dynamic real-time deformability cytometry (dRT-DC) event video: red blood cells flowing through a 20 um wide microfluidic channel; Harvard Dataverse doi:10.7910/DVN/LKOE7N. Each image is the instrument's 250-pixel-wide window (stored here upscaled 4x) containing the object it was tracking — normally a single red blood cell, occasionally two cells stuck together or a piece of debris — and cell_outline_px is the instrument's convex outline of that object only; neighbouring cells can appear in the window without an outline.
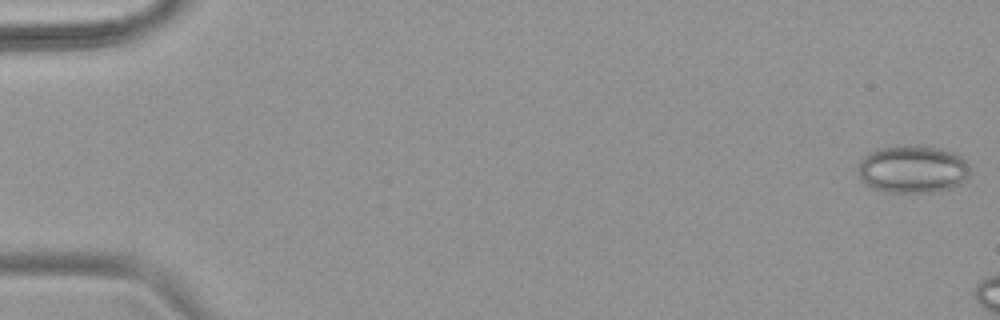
{"species": "common noctule bat (a hibernating species)", "species_latin": "Nyctalus noctula", "temperature_condition": "warm", "stored_images_in_passage": 8, "camera_frame_rate_fps": 3000, "um_per_image_px": 0.085, "animal": {"sex": "female", "body_mass_g": 18.4}, "frame": {"image": 1, "passage_image": 1, "time_ms": 0.0, "image_size_px": [1000, 320], "cell_outline_px": [[968, 176], [960, 184], [952, 188], [932, 192], [888, 192], [872, 188], [860, 176], [860, 160], [868, 152], [876, 148], [904, 144], [924, 144], [940, 148], [952, 152], [960, 156], [968, 164]], "centroid_in_image_um": [77.58, 14.34], "position_along_channel_um": 7.4, "area_um2": 31.33}}